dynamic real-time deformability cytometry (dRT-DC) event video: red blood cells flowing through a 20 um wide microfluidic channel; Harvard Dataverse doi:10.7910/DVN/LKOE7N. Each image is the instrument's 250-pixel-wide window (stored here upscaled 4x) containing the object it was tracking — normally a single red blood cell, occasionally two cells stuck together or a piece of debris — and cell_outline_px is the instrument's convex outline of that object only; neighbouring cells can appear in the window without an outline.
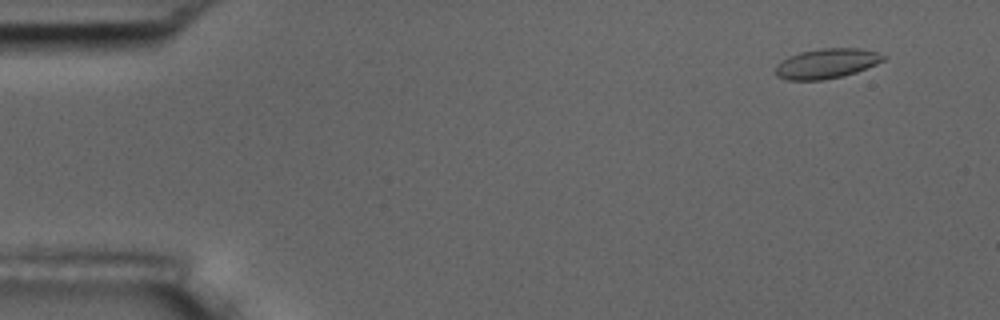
{"species": "common noctule bat (a hibernating species)", "species_latin": "Nyctalus noctula", "temperature_condition": "room temperature", "stored_images_in_passage": 8, "camera_frame_rate_fps": 3000, "um_per_image_px": 0.085, "animal": {"sex": "male", "body_mass_g": 17.5, "forearm_length_mm": 52.3}, "frame": {"image": 1, "passage_image": 2, "time_ms": 0.333, "image_size_px": [1000, 320], "cell_outline_px": [[888, 56], [884, 60], [876, 64], [856, 72], [844, 76], [824, 80], [788, 80], [776, 76], [776, 64], [788, 56], [800, 52], [820, 48], [856, 48], [876, 52]], "centroid_in_image_um": [70.25, 5.4], "position_along_channel_um": 14.8, "area_um2": 18.84}}
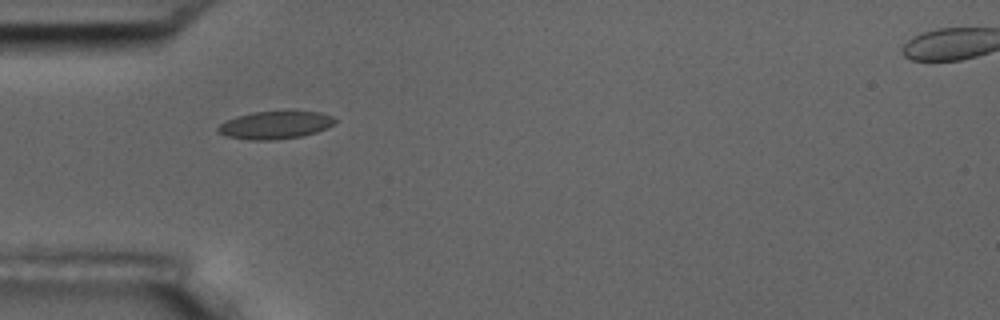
{"frame": {"image": 2, "passage_image": 5, "time_ms": 1.333, "image_size_px": [1000, 320], "cell_outline_px": [[336, 120], [328, 128], [316, 132], [300, 136], [272, 140], [248, 140], [224, 136], [216, 128], [224, 120], [236, 116], [252, 112], [320, 112], [332, 116]], "centroid_in_image_um": [23.34, 10.63], "position_along_channel_um": 61.7, "area_um2": 18.79}}
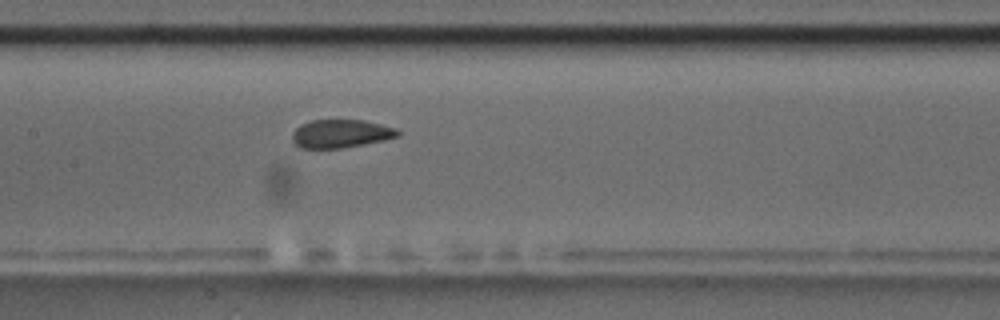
{"frame": {"image": 3, "passage_image": 8, "time_ms": 2.333, "image_size_px": [1000, 320], "cell_outline_px": [[400, 136], [384, 140], [340, 148], [300, 148], [292, 140], [292, 132], [300, 124], [312, 120], [364, 120], [396, 128], [400, 132]], "centroid_in_image_um": [28.96, 11.35], "position_along_channel_um": 178.4, "area_um2": 17.34}}